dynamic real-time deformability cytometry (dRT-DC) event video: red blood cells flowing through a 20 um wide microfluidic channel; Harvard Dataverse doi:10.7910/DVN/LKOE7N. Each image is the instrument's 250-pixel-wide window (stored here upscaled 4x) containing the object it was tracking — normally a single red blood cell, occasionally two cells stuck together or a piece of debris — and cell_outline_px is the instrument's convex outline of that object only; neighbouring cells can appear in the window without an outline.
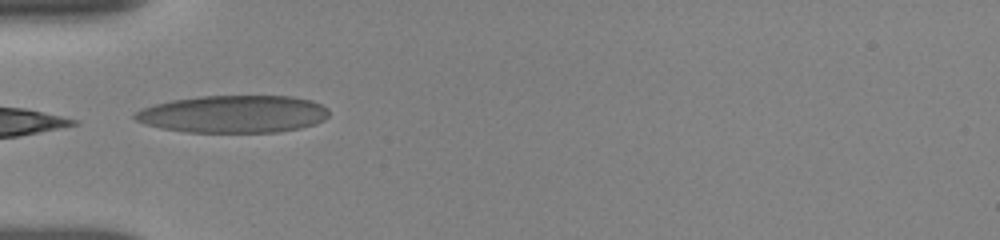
{"species": "human", "species_latin": "Homo sapiens", "temperature_condition": "room temperature", "stored_images_in_passage": 6, "camera_frame_rate_fps": 3000, "um_per_image_px": 0.085, "donor": {"sex": "female"}, "frame": {"image": 1, "passage_image": 1, "time_ms": 0.0, "image_size_px": [1000, 240], "cell_outline_px": [[328, 116], [324, 120], [300, 128], [276, 132], [184, 132], [160, 128], [136, 120], [132, 116], [140, 108], [172, 100], [200, 96], [292, 96], [312, 100], [328, 108]], "centroid_in_image_um": [19.84, 9.69], "position_along_channel_um": 65.2, "area_um2": 42.31}}
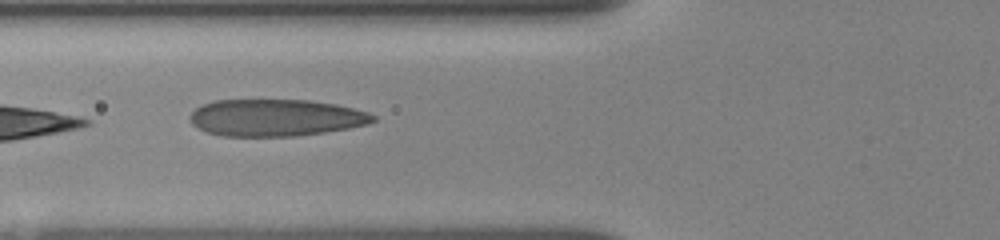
{"frame": {"image": 2, "passage_image": 5, "time_ms": 1.0, "image_size_px": [1000, 240], "cell_outline_px": [[376, 120], [368, 124], [348, 128], [324, 132], [296, 136], [220, 136], [208, 132], [192, 124], [188, 116], [196, 108], [204, 104], [216, 100], [308, 100], [336, 104], [368, 112], [376, 116]], "centroid_in_image_um": [23.44, 10.0], "position_along_channel_um": 102.4, "area_um2": 39.36}}